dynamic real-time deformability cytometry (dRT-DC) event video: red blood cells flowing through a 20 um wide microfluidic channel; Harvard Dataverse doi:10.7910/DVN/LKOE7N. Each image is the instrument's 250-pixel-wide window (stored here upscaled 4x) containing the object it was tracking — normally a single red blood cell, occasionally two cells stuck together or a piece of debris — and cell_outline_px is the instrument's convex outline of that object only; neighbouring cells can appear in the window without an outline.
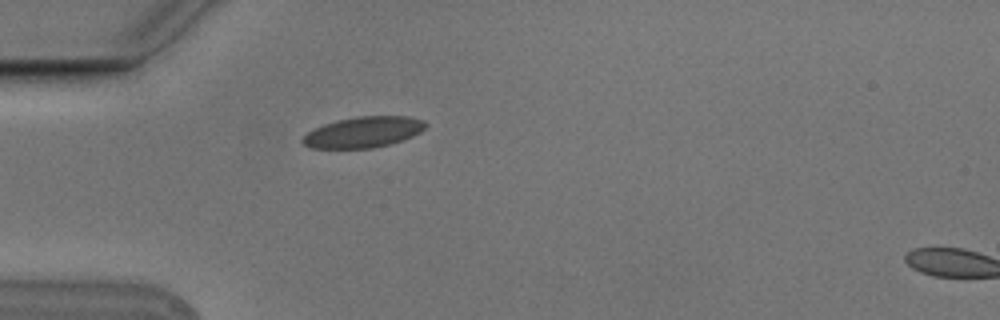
{"species": "Egyptian fruit bat (a non-hibernating species)", "species_latin": "Rousettus aegyptiacus", "temperature_condition": "cold", "stored_images_in_passage": 2, "segment_of_instrument_passage": [1, 2], "camera_frame_rate_fps": 3000, "um_per_image_px": 0.085, "animal": {"sex": "male"}, "frame": {"image": 1, "passage_image": 1, "time_ms": 0.0, "image_size_px": [1000, 320], "cell_outline_px": [[428, 124], [420, 132], [412, 136], [388, 144], [372, 148], [312, 148], [304, 144], [300, 140], [308, 132], [324, 124], [356, 116], [408, 116], [424, 120]], "centroid_in_image_um": [30.9, 11.22], "position_along_channel_um": 54.1, "area_um2": 21.85}}